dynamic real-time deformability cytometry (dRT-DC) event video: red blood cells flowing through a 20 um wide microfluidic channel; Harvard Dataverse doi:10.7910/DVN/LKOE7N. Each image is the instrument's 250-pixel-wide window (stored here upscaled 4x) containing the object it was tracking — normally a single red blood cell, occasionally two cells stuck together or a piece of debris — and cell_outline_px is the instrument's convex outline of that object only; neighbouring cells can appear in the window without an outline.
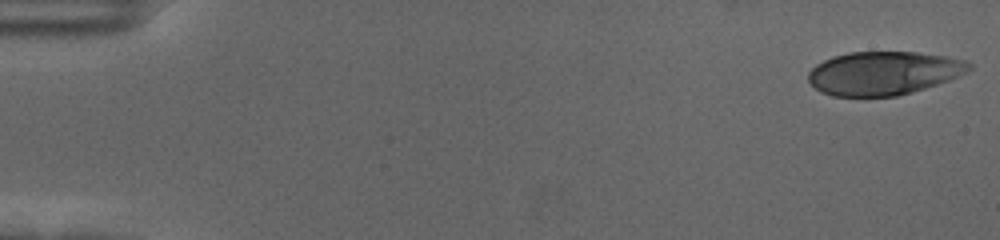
{"species": "human", "species_latin": "Homo sapiens", "temperature_condition": "cold", "stored_images_in_passage": 8, "camera_frame_rate_fps": 3000, "um_per_image_px": 0.085, "donor": {"sex": "female"}, "frame": {"image": 1, "passage_image": 1, "time_ms": 0.0, "image_size_px": [1000, 240], "cell_outline_px": [[972, 68], [948, 80], [912, 92], [896, 96], [832, 96], [820, 92], [808, 80], [808, 72], [816, 64], [832, 56], [848, 52], [916, 52], [948, 56], [964, 60], [972, 64]], "centroid_in_image_um": [75.07, 6.21], "position_along_channel_um": 9.9, "area_um2": 40.63}}